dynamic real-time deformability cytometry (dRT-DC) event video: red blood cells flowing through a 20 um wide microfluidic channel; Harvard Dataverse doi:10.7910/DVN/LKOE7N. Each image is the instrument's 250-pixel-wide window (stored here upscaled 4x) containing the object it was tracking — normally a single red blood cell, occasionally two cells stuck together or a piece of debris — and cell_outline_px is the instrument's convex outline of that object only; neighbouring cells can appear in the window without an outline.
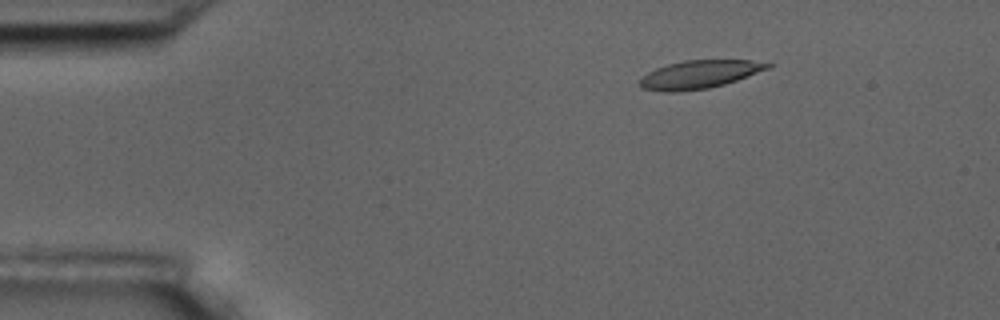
{"species": "common noctule bat (a hibernating species)", "species_latin": "Nyctalus noctula", "temperature_condition": "room temperature", "stored_images_in_passage": 5, "camera_frame_rate_fps": 3000, "um_per_image_px": 0.085, "animal": {"sex": "male", "body_mass_g": 17.5, "forearm_length_mm": 52.3}, "frame": {"image": 1, "passage_image": 2, "time_ms": 2.0, "image_size_px": [1000, 320], "cell_outline_px": [[776, 64], [772, 68], [724, 84], [708, 88], [676, 92], [664, 92], [644, 88], [640, 84], [640, 80], [648, 72], [656, 68], [668, 64], [684, 60], [752, 60]], "centroid_in_image_um": [59.52, 6.31], "position_along_channel_um": 25.5, "area_um2": 20.92}}
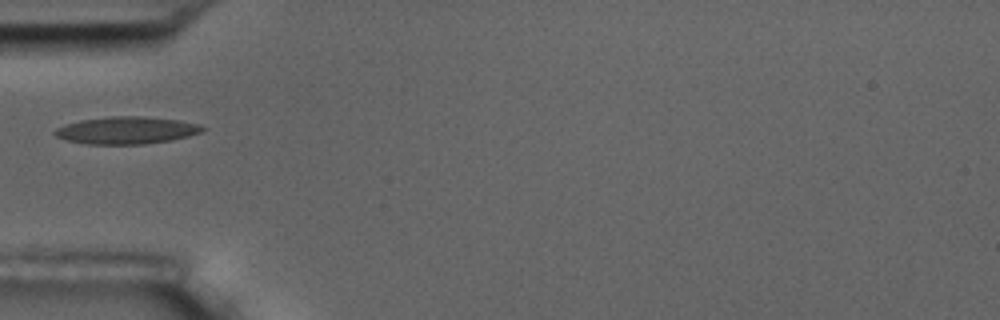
{"frame": {"image": 2, "passage_image": 5, "time_ms": 5.333, "image_size_px": [1000, 320], "cell_outline_px": [[204, 128], [200, 132], [188, 136], [172, 140], [144, 144], [88, 144], [68, 140], [56, 136], [52, 132], [56, 128], [64, 124], [80, 120], [112, 116], [144, 116], [180, 120], [200, 124]], "centroid_in_image_um": [10.74, 11.07], "position_along_channel_um": 74.3, "area_um2": 23.47}}